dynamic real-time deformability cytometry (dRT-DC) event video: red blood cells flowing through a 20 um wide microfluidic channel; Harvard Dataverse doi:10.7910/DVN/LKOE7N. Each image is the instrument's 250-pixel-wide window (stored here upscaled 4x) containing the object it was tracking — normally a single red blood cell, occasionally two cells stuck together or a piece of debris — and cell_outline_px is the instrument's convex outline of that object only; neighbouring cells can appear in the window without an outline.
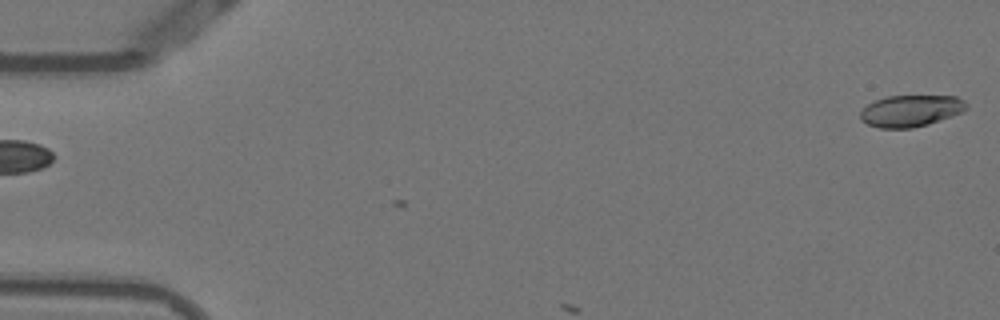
{"species": "Egyptian fruit bat (a non-hibernating species)", "species_latin": "Rousettus aegyptiacus", "temperature_condition": "warm", "stored_images_in_passage": 7, "camera_frame_rate_fps": 3000, "um_per_image_px": 0.085, "animal": {"sex": "female"}, "frame": {"image": 1, "passage_image": 1, "time_ms": 0.0, "image_size_px": [1000, 320], "cell_outline_px": [[968, 108], [960, 112], [928, 124], [912, 128], [880, 128], [868, 124], [860, 120], [860, 112], [868, 104], [876, 100], [888, 96], [956, 96], [964, 100], [968, 104]], "centroid_in_image_um": [77.4, 9.41], "position_along_channel_um": 7.6, "area_um2": 19.36}}